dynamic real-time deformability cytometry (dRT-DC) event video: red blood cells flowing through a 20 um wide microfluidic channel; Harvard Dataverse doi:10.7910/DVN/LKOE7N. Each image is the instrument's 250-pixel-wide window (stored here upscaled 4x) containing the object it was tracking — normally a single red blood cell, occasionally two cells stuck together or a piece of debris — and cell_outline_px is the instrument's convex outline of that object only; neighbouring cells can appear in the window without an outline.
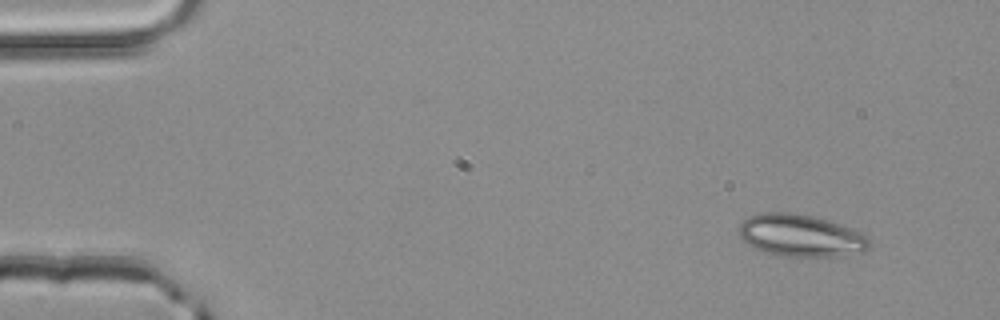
{"species": "common noctule bat (a hibernating species)", "species_latin": "Nyctalus noctula", "temperature_condition": "room temperature", "stored_images_in_passage": 3, "camera_frame_rate_fps": 3000, "um_per_image_px": 0.085, "animal": {"sex": "male", "body_mass_g": 20.4}, "frame": {"image": 1, "passage_image": 1, "time_ms": 0.0, "image_size_px": [1000, 320], "cell_outline_px": [[872, 244], [868, 248], [860, 252], [840, 256], [784, 256], [764, 252], [756, 248], [744, 240], [740, 236], [740, 224], [748, 216], [760, 212], [792, 212], [812, 216], [828, 220], [864, 232], [872, 240]], "centroid_in_image_um": [68.12, 20.01], "position_along_channel_um": 16.9, "area_um2": 32.19}}